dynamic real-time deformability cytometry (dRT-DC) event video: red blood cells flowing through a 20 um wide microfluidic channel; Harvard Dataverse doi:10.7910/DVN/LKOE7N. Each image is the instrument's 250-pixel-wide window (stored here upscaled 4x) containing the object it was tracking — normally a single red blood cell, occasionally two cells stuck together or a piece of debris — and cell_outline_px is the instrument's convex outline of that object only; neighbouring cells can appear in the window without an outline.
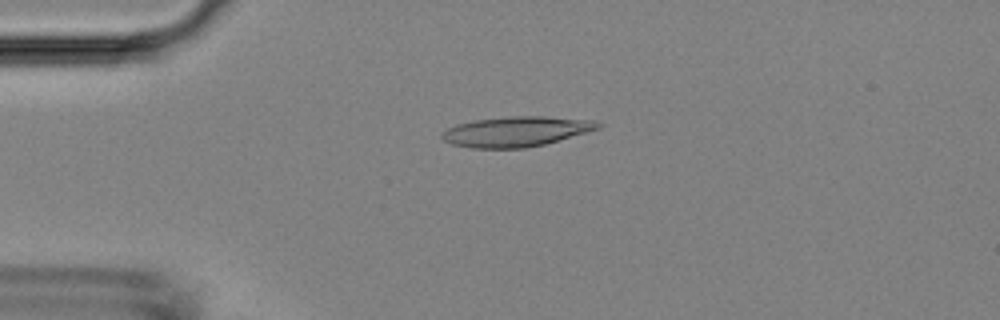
{"species": "Egyptian fruit bat (a non-hibernating species)", "species_latin": "Rousettus aegyptiacus", "temperature_condition": "room temperature", "stored_images_in_passage": 31, "camera_frame_rate_fps": 3000, "um_per_image_px": 0.085, "animal": {"sex": "female"}, "frame": {"image": 1, "passage_image": 4, "time_ms": 1.0, "image_size_px": [1000, 320], "cell_outline_px": [[604, 124], [600, 128], [544, 144], [524, 148], [472, 148], [452, 144], [444, 140], [440, 136], [448, 128], [456, 124], [476, 120], [508, 116], [544, 116], [592, 120]], "centroid_in_image_um": [43.87, 11.17], "position_along_channel_um": 41.1, "area_um2": 27.17}}
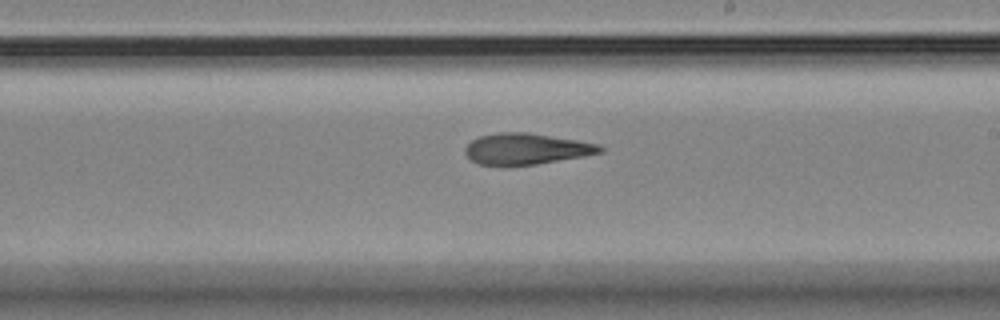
{"frame": {"image": 2, "passage_image": 21, "time_ms": 6.667, "image_size_px": [1000, 320], "cell_outline_px": [[604, 152], [584, 156], [536, 164], [504, 168], [476, 164], [464, 152], [464, 148], [472, 140], [480, 136], [500, 132], [528, 132], [600, 144], [604, 148]], "centroid_in_image_um": [44.7, 12.69], "position_along_channel_um": 244.3, "area_um2": 25.03}}
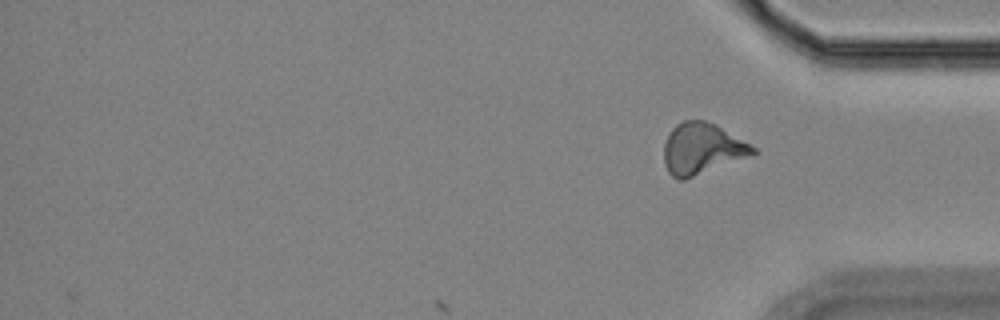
{"frame": {"image": 3, "passage_image": 31, "time_ms": 10.0, "image_size_px": [1000, 320], "cell_outline_px": [[756, 152], [752, 156], [684, 180], [676, 180], [668, 172], [664, 164], [664, 144], [672, 128], [676, 124], [684, 120], [704, 120], [716, 124], [752, 144], [756, 148]], "centroid_in_image_um": [59.69, 12.65], "position_along_channel_um": 375.5, "area_um2": 26.88}}